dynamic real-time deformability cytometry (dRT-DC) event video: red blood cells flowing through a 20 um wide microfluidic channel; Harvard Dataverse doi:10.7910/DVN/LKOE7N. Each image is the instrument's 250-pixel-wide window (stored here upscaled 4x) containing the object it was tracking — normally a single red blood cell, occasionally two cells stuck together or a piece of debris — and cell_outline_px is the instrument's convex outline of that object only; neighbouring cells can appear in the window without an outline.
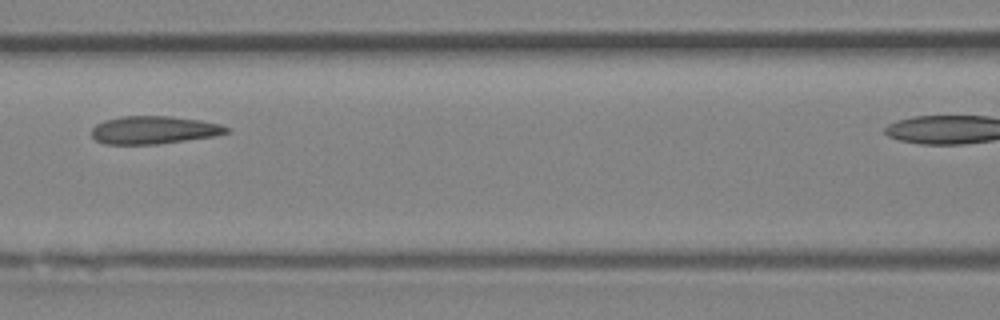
{"species": "Egyptian fruit bat (a non-hibernating species)", "species_latin": "Rousettus aegyptiacus", "temperature_condition": "room temperature", "stored_images_in_passage": 20, "camera_frame_rate_fps": 3000, "um_per_image_px": 0.085, "animal": {"sex": "female"}, "frame": {"image": 1, "passage_image": 12, "time_ms": 3.667, "image_size_px": [1000, 320], "cell_outline_px": [[228, 132], [212, 136], [156, 144], [104, 144], [96, 140], [92, 136], [92, 128], [96, 124], [104, 120], [120, 116], [172, 116], [200, 120], [220, 124], [228, 128]], "centroid_in_image_um": [13.02, 11.04], "position_along_channel_um": 153.6, "area_um2": 21.73}}